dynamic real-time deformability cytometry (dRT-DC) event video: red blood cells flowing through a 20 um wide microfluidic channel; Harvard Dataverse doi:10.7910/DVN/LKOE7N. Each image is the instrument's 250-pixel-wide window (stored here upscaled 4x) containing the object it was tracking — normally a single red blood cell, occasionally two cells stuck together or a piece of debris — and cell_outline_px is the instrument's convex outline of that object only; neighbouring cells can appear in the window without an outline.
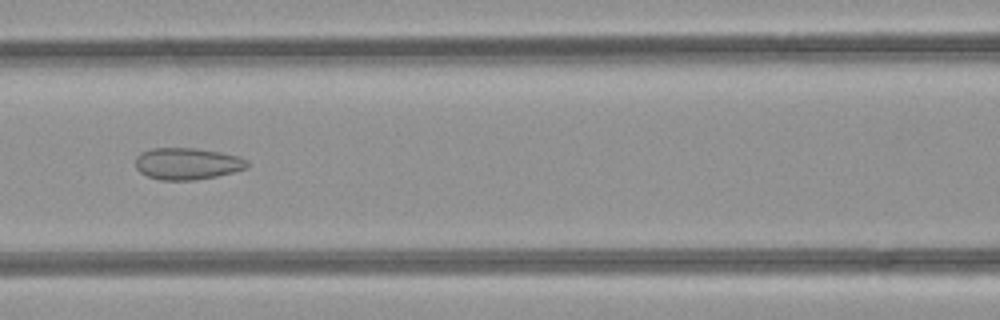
{"species": "common noctule bat (a hibernating species)", "species_latin": "Nyctalus noctula", "temperature_condition": "room temperature", "stored_images_in_passage": 37, "camera_frame_rate_fps": 3000, "um_per_image_px": 0.085, "animal": {"sex": "female", "body_mass_g": 21.9}, "frame": {"image": 1, "passage_image": 10, "time_ms": 3.0, "image_size_px": [1000, 320], "cell_outline_px": [[248, 168], [216, 176], [196, 180], [160, 180], [148, 176], [140, 172], [136, 168], [136, 156], [140, 152], [152, 148], [196, 148], [220, 152], [240, 156], [248, 160]], "centroid_in_image_um": [15.92, 13.9], "position_along_channel_um": 150.7, "area_um2": 20.81}}
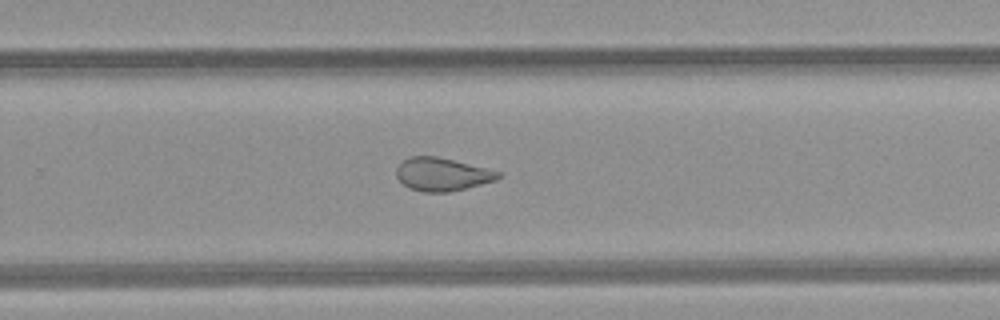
{"frame": {"image": 2, "passage_image": 20, "time_ms": 6.333, "image_size_px": [1000, 320], "cell_outline_px": [[500, 176], [496, 180], [448, 192], [424, 192], [408, 188], [396, 176], [396, 168], [400, 160], [408, 156], [436, 156], [500, 172]], "centroid_in_image_um": [37.49, 14.81], "position_along_channel_um": 292.3, "area_um2": 19.42}}
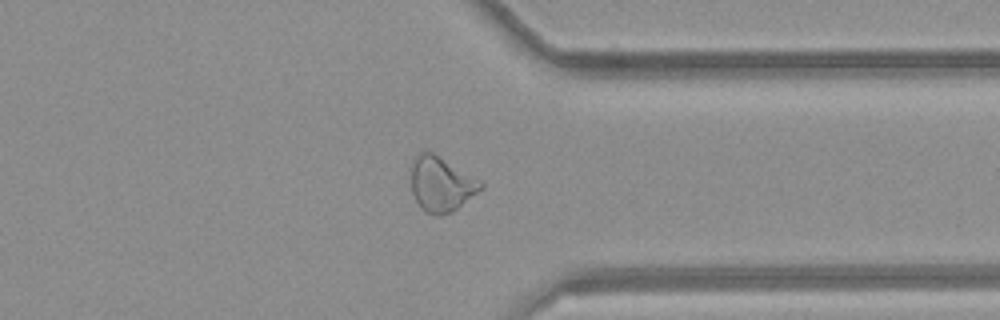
{"frame": {"image": 3, "passage_image": 26, "time_ms": 8.333, "image_size_px": [1000, 320], "cell_outline_px": [[484, 188], [452, 212], [440, 216], [432, 216], [424, 212], [420, 208], [412, 192], [412, 160], [420, 152], [432, 152], [480, 180], [484, 184]], "centroid_in_image_um": [37.5, 15.69], "position_along_channel_um": 373.9, "area_um2": 22.25}, "authors_computed_cell_mechanics": {"area_um2": 21.675, "velocity_mm_per_s": 4.2596, "shape_relaxation_time_tau1_ms": null, "shape_relaxation_time_tau2_ms": 1.7601, "deformation_change_tau1": null, "deformation_change_tau2": 0.0784}}